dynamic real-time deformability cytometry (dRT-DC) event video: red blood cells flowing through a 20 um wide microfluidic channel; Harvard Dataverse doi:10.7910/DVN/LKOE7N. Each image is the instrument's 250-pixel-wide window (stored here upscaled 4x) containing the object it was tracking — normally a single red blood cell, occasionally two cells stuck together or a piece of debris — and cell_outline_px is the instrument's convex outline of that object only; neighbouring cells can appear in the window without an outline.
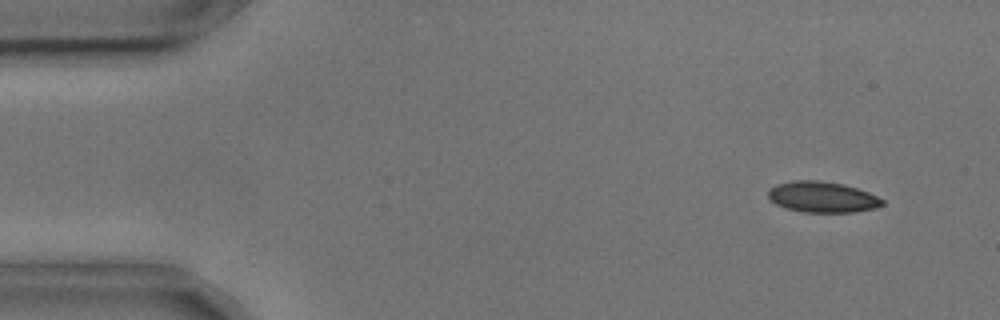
{"species": "common noctule bat (a hibernating species)", "species_latin": "Nyctalus noctula", "temperature_condition": "cold", "stored_images_in_passage": 4, "camera_frame_rate_fps": 3000, "um_per_image_px": 0.085, "animal": {"sex": "male", "body_mass_g": 17.9, "forearm_length_mm": 54.2}, "frame": {"image": 1, "passage_image": 1, "time_ms": 0.0, "image_size_px": [1000, 320], "cell_outline_px": [[884, 204], [876, 208], [852, 212], [804, 212], [784, 208], [768, 200], [768, 188], [776, 184], [792, 180], [820, 180], [844, 184], [868, 192], [884, 200]], "centroid_in_image_um": [69.85, 16.74], "position_along_channel_um": 15.2, "area_um2": 20.75}}